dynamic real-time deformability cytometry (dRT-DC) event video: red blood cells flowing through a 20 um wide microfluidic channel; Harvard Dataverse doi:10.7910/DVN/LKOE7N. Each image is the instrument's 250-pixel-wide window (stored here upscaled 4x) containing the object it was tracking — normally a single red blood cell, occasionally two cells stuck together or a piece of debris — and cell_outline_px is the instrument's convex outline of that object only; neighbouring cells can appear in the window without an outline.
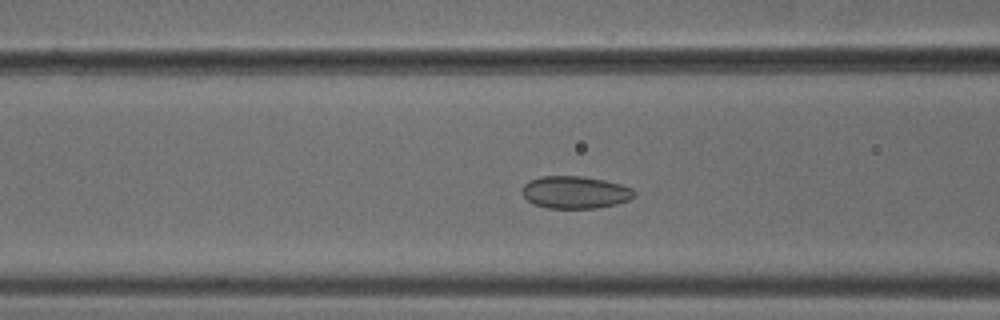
{"species": "common noctule bat (a hibernating species)", "species_latin": "Nyctalus noctula", "temperature_condition": "cold", "stored_images_in_passage": 50, "camera_frame_rate_fps": 3000, "um_per_image_px": 0.085, "animal": {"sex": "male", "body_mass_g": 18.8}, "frame": {"image": 1, "passage_image": 18, "time_ms": 5.667, "image_size_px": [1000, 320], "cell_outline_px": [[636, 196], [628, 200], [616, 204], [596, 208], [548, 208], [532, 204], [524, 196], [524, 184], [528, 180], [540, 176], [584, 176], [604, 180], [620, 184], [632, 188], [636, 192]], "centroid_in_image_um": [48.9, 16.34], "position_along_channel_um": 117.7, "area_um2": 21.21}}
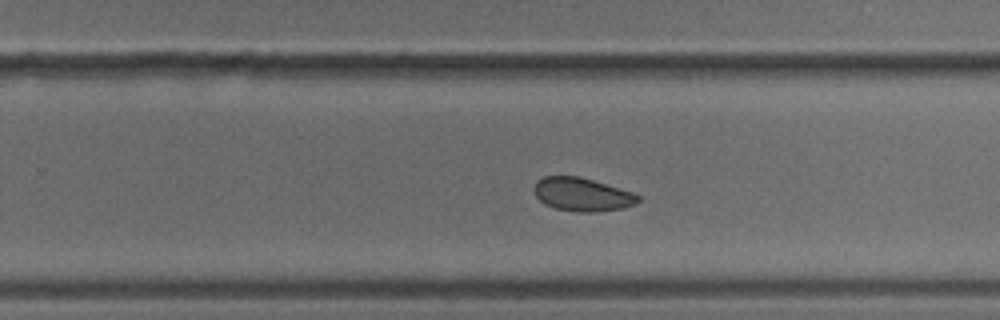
{"frame": {"image": 2, "passage_image": 31, "time_ms": 10.0, "image_size_px": [1000, 320], "cell_outline_px": [[640, 200], [636, 204], [620, 208], [592, 212], [576, 212], [556, 208], [544, 204], [536, 196], [532, 188], [536, 180], [544, 176], [580, 176], [632, 192], [640, 196]], "centroid_in_image_um": [49.44, 16.52], "position_along_channel_um": 280.4, "area_um2": 20.23}}
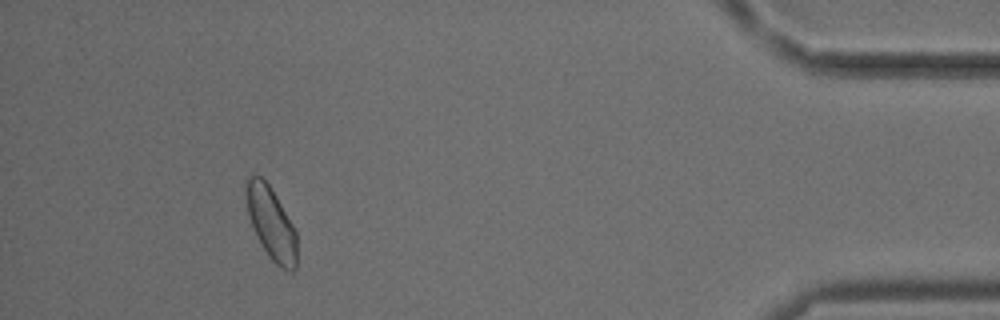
{"frame": {"image": 3, "passage_image": 46, "time_ms": 15.0, "image_size_px": [1000, 320], "cell_outline_px": [[296, 268], [292, 272], [276, 264], [268, 256], [252, 228], [248, 216], [244, 192], [244, 184], [248, 176], [252, 172], [260, 176], [268, 184], [276, 196], [296, 228]], "centroid_in_image_um": [23.01, 18.91], "position_along_channel_um": 412.2, "area_um2": 21.79}, "authors_computed_cell_mechanics": {"area_um2": 21.386, "velocity_mm_per_s": 3.7528, "shape_relaxation_time_tau1_ms": null, "shape_relaxation_time_tau2_ms": 3.1331, "deformation_change_tau1": null, "deformation_change_tau2": 0.0558}}